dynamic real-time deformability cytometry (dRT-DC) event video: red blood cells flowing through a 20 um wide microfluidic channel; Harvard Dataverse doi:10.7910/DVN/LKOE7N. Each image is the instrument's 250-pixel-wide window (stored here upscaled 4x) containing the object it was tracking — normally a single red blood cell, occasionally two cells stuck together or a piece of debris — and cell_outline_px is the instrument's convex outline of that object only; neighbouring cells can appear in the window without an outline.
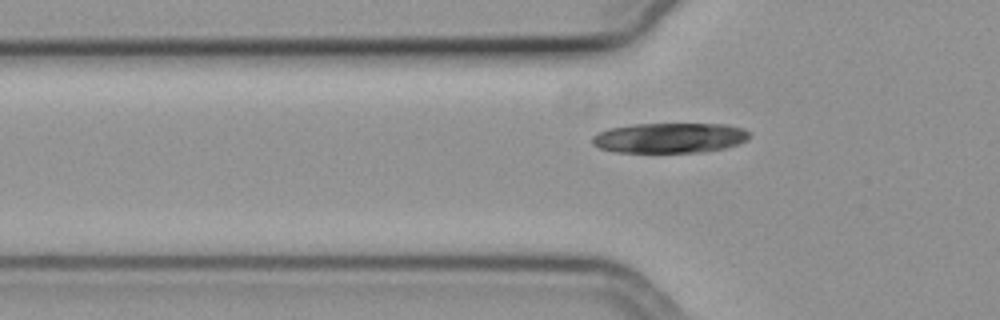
{"species": "common noctule bat (a hibernating species)", "species_latin": "Nyctalus noctula", "temperature_condition": "cold", "stored_images_in_passage": 38, "camera_frame_rate_fps": 3000, "um_per_image_px": 0.085, "animal": {"sex": "female", "body_mass_g": 19.3, "forearm_length_mm": 54.1}, "frame": {"image": 1, "passage_image": 2, "time_ms": 0.333, "image_size_px": [1000, 320], "cell_outline_px": [[748, 136], [744, 140], [736, 144], [724, 148], [704, 152], [616, 152], [600, 148], [592, 144], [592, 136], [608, 128], [632, 124], [724, 124], [744, 128], [748, 132]], "centroid_in_image_um": [56.88, 11.71], "position_along_channel_um": 68.9, "area_um2": 27.46}}
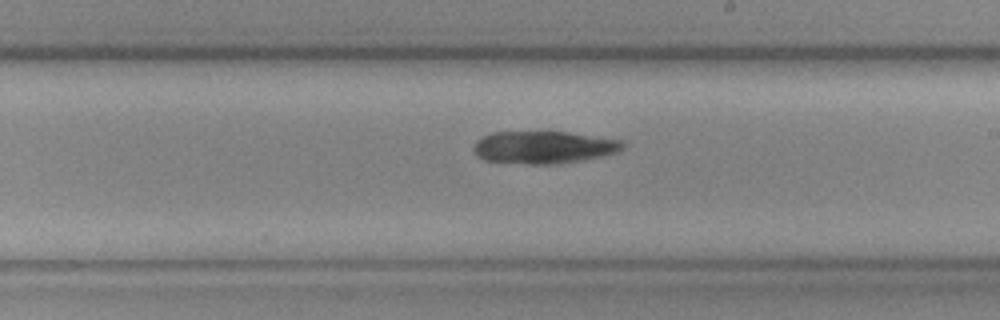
{"frame": {"image": 2, "passage_image": 16, "time_ms": 5.0, "image_size_px": [1000, 320], "cell_outline_px": [[624, 148], [616, 152], [600, 156], [560, 164], [528, 164], [484, 160], [472, 148], [476, 140], [492, 132], [568, 132], [624, 140]], "centroid_in_image_um": [46.23, 12.51], "position_along_channel_um": 242.8, "area_um2": 28.09}}
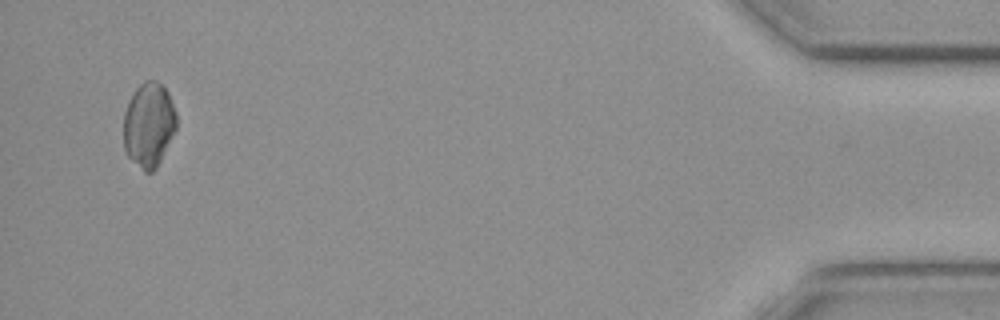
{"frame": {"image": 3, "passage_image": 37, "time_ms": 12.0, "image_size_px": [1000, 320], "cell_outline_px": [[176, 128], [156, 168], [152, 172], [144, 172], [128, 156], [124, 148], [124, 112], [128, 100], [132, 92], [144, 80], [156, 80], [168, 92], [176, 112]], "centroid_in_image_um": [12.63, 10.58], "position_along_channel_um": 422.6, "area_um2": 26.01}}